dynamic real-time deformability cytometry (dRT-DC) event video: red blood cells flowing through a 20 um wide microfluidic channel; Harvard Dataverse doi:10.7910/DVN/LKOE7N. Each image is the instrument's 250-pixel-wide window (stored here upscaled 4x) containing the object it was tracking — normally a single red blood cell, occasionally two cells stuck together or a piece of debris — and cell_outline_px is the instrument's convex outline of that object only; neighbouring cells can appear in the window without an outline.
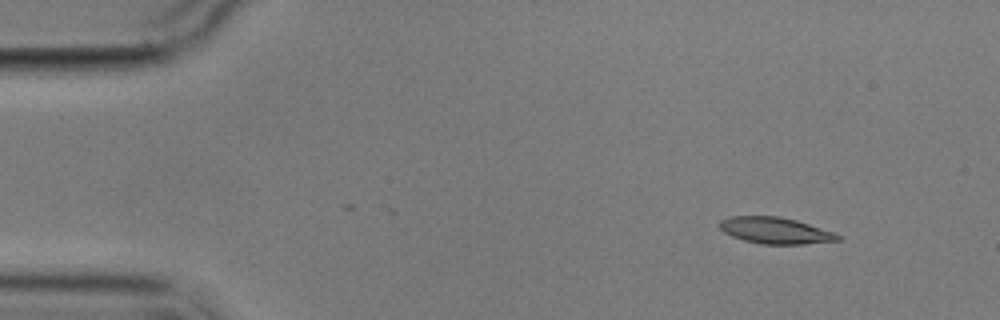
{"species": "common noctule bat (a hibernating species)", "species_latin": "Nyctalus noctula", "temperature_condition": "cold", "stored_images_in_passage": 6, "camera_frame_rate_fps": 3000, "um_per_image_px": 0.085, "animal": {"sex": "male", "body_mass_g": 17.9}, "frame": {"image": 1, "passage_image": 2, "time_ms": 1.0, "image_size_px": [1000, 320], "cell_outline_px": [[844, 240], [804, 244], [760, 244], [744, 240], [732, 236], [724, 232], [720, 228], [720, 220], [728, 216], [780, 216], [796, 220], [832, 232], [840, 236]], "centroid_in_image_um": [65.89, 19.59], "position_along_channel_um": 19.1, "area_um2": 18.15}}
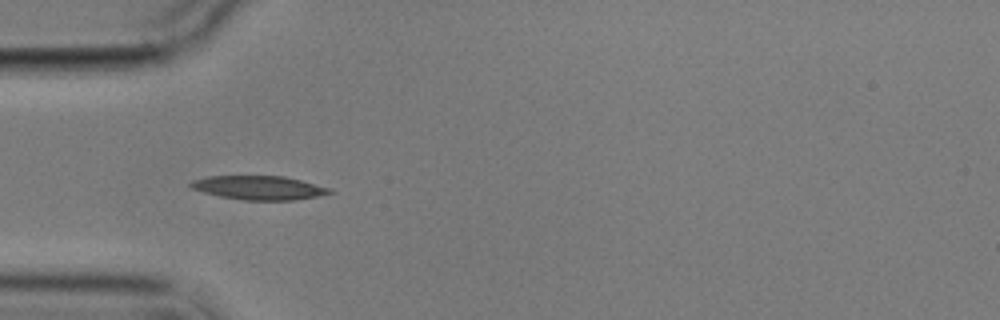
{"frame": {"image": 2, "passage_image": 5, "time_ms": 4.667, "image_size_px": [1000, 320], "cell_outline_px": [[332, 192], [316, 196], [296, 200], [244, 200], [220, 196], [204, 192], [192, 188], [188, 184], [192, 180], [208, 176], [284, 176], [332, 188]], "centroid_in_image_um": [22.0, 15.95], "position_along_channel_um": 63.0, "area_um2": 19.19}}
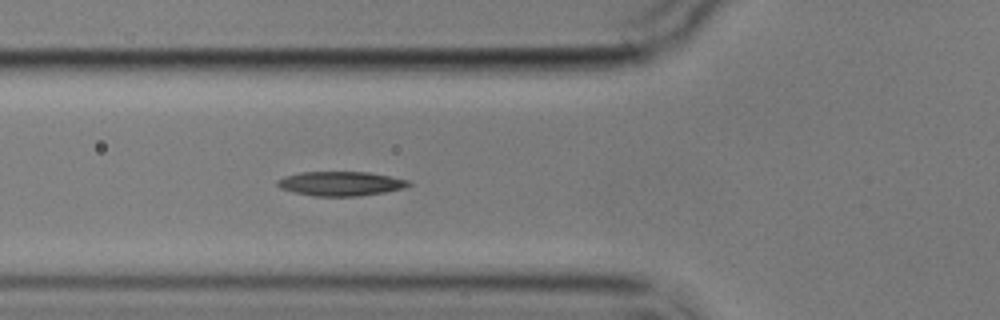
{"frame": {"image": 3, "passage_image": 6, "time_ms": 5.667, "image_size_px": [1000, 320], "cell_outline_px": [[412, 184], [404, 188], [384, 192], [360, 196], [316, 196], [292, 192], [280, 188], [276, 184], [276, 180], [284, 176], [300, 172], [368, 172], [408, 180]], "centroid_in_image_um": [28.92, 15.61], "position_along_channel_um": 96.9, "area_um2": 18.61}}